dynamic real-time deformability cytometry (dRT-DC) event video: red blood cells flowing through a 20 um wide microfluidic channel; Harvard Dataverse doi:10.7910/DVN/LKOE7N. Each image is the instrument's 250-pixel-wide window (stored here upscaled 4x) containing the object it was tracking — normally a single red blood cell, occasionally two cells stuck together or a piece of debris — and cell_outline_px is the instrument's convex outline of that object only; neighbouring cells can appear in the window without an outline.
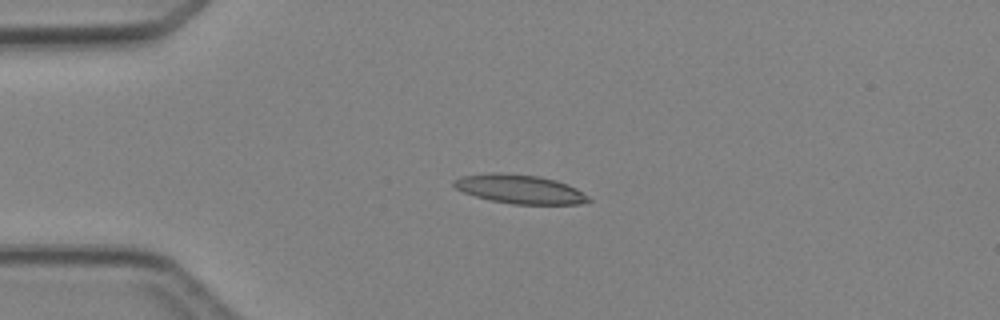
{"species": "Egyptian fruit bat (a non-hibernating species)", "species_latin": "Rousettus aegyptiacus", "temperature_condition": "cold", "stored_images_in_passage": 4, "camera_frame_rate_fps": 3000, "um_per_image_px": 0.085, "animal": {"sex": "female"}, "frame": {"image": 1, "passage_image": 4, "time_ms": 3.667, "image_size_px": [1000, 320], "cell_outline_px": [[592, 200], [580, 204], [512, 204], [488, 200], [464, 192], [456, 188], [452, 184], [452, 180], [460, 176], [492, 172], [500, 172], [540, 176], [556, 180], [576, 188], [588, 196]], "centroid_in_image_um": [44.15, 16.07], "position_along_channel_um": 40.8, "area_um2": 22.83}}